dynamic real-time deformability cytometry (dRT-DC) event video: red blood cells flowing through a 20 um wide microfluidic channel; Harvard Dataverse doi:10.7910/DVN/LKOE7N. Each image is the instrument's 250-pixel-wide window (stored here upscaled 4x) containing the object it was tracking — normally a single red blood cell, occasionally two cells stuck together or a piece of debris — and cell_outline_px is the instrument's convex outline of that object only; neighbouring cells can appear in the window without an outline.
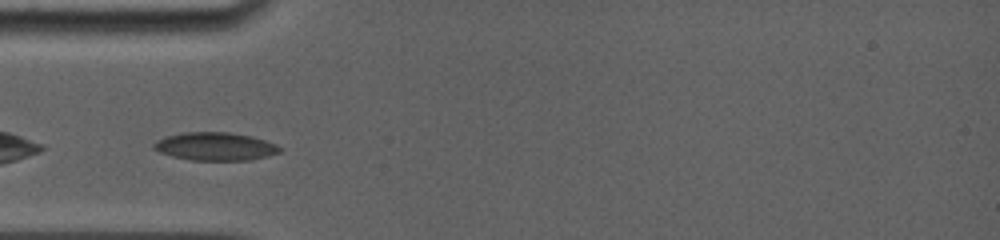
{"species": "common noctule bat (a hibernating species)", "species_latin": "Nyctalus noctula", "temperature_condition": "room temperature", "stored_images_in_passage": 10, "camera_frame_rate_fps": 5000, "um_per_image_px": 0.085, "animal": {"sex": "female", "body_mass_g": 19.0, "forearm_length_mm": 56.7}, "frame": {"image": 1, "passage_image": 1, "time_ms": 0.0, "image_size_px": [1000, 240], "cell_outline_px": [[280, 152], [268, 156], [248, 160], [192, 160], [172, 156], [160, 152], [152, 148], [152, 144], [168, 136], [184, 132], [228, 132], [252, 136], [276, 144], [280, 148]], "centroid_in_image_um": [18.31, 12.45], "position_along_channel_um": 66.7, "area_um2": 20.4}}
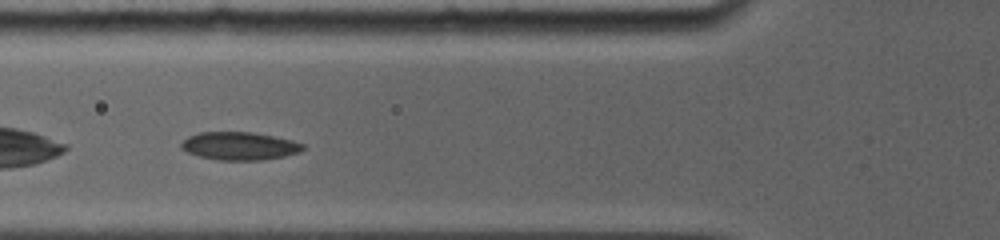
{"frame": {"image": 2, "passage_image": 4, "time_ms": 1.0, "image_size_px": [1000, 240], "cell_outline_px": [[304, 148], [296, 152], [284, 156], [264, 160], [220, 160], [200, 156], [188, 152], [180, 148], [180, 144], [188, 136], [200, 132], [252, 132], [292, 140], [304, 144]], "centroid_in_image_um": [20.33, 12.4], "position_along_channel_um": 105.5, "area_um2": 19.65}}